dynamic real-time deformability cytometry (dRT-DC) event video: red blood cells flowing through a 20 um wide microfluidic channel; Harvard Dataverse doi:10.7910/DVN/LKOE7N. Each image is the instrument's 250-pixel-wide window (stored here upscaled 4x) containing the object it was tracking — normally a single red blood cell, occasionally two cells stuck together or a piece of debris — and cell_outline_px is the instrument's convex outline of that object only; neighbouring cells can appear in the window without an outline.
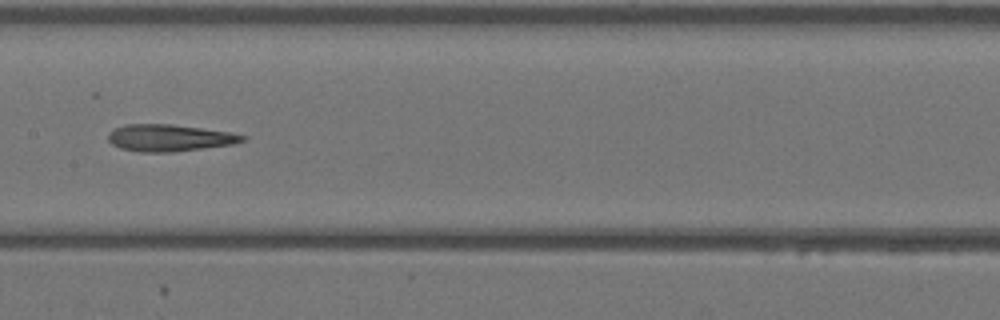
{"species": "Egyptian fruit bat (a non-hibernating species)", "species_latin": "Rousettus aegyptiacus", "temperature_condition": "warm", "stored_images_in_passage": 17, "camera_frame_rate_fps": 3000, "um_per_image_px": 0.085, "animal": {"sex": "female"}, "frame": {"image": 1, "passage_image": 10, "time_ms": 3.0, "image_size_px": [1000, 320], "cell_outline_px": [[248, 136], [244, 140], [232, 144], [204, 148], [172, 152], [140, 152], [120, 148], [112, 144], [108, 140], [108, 132], [124, 124], [172, 124], [232, 132]], "centroid_in_image_um": [14.39, 11.71], "position_along_channel_um": 193.0, "area_um2": 21.1}}
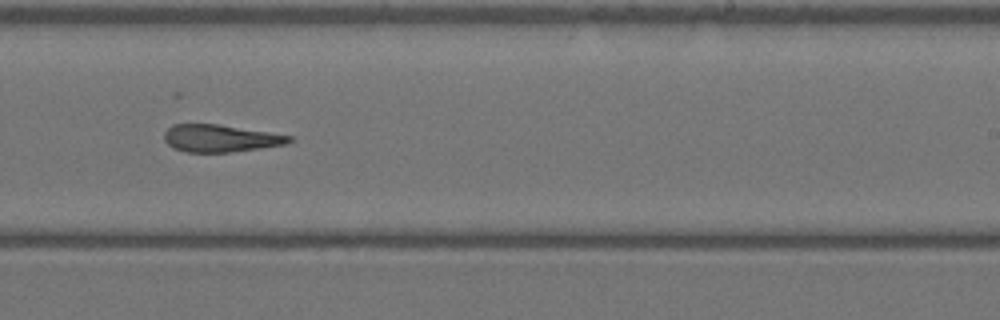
{"frame": {"image": 2, "passage_image": 15, "time_ms": 4.667, "image_size_px": [1000, 320], "cell_outline_px": [[292, 140], [284, 144], [260, 148], [228, 152], [184, 152], [172, 148], [164, 140], [164, 132], [172, 124], [216, 124], [268, 132], [292, 136]], "centroid_in_image_um": [18.66, 11.76], "position_along_channel_um": 270.3, "area_um2": 19.71}}
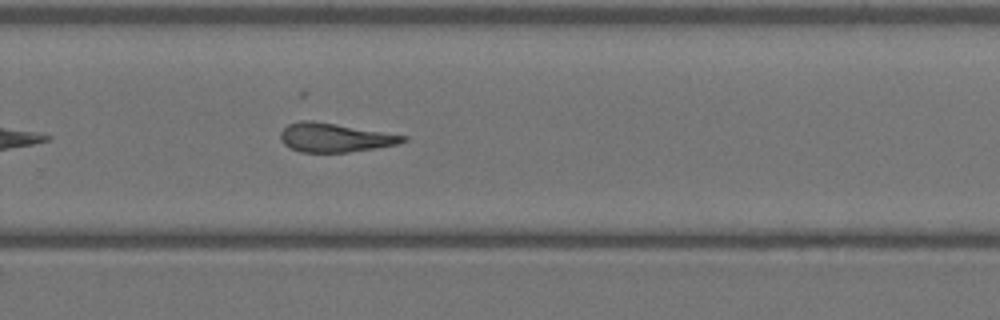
{"frame": {"image": 3, "passage_image": 17, "time_ms": 5.333, "image_size_px": [1000, 320], "cell_outline_px": [[408, 140], [400, 144], [348, 152], [300, 152], [284, 144], [280, 136], [280, 132], [288, 124], [300, 120], [312, 120], [408, 136]], "centroid_in_image_um": [28.47, 11.69], "position_along_channel_um": 301.3, "area_um2": 20.52}}